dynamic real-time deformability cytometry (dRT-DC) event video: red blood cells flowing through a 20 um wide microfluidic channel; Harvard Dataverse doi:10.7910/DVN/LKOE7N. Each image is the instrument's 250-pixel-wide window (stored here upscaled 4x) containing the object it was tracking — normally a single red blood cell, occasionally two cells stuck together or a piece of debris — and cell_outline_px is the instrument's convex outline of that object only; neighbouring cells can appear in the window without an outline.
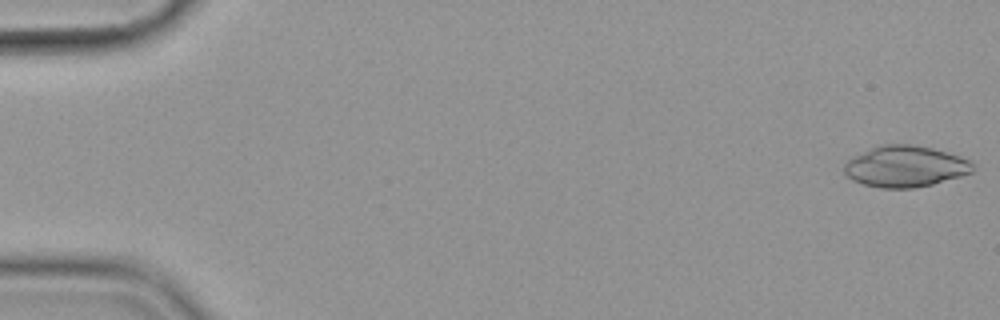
{"species": "common noctule bat (a hibernating species)", "species_latin": "Nyctalus noctula", "temperature_condition": "cold", "stored_images_in_passage": 11, "camera_frame_rate_fps": 3000, "um_per_image_px": 0.085, "animal": {"sex": "female", "body_mass_g": 19.9}, "frame": {"image": 1, "passage_image": 1, "time_ms": 0.0, "image_size_px": [1000, 320], "cell_outline_px": [[972, 172], [960, 176], [932, 184], [912, 188], [880, 188], [864, 184], [852, 180], [844, 172], [844, 164], [852, 156], [876, 144], [912, 144], [932, 148], [948, 152], [960, 156], [968, 160], [972, 164]], "centroid_in_image_um": [76.89, 14.13], "position_along_channel_um": 8.1, "area_um2": 30.98}}